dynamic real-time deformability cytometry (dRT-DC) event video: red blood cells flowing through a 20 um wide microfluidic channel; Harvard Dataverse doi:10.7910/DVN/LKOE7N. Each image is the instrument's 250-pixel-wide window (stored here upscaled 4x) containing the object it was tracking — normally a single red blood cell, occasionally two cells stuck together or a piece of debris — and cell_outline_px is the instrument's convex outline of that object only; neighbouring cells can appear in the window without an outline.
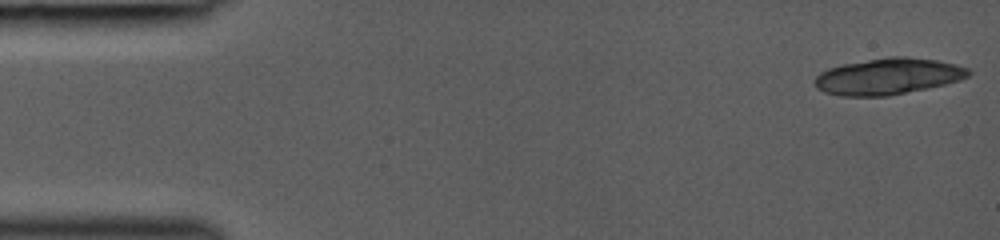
{"species": "common noctule bat (a hibernating species)", "species_latin": "Nyctalus noctula", "temperature_condition": "room temperature", "stored_images_in_passage": 20, "camera_frame_rate_fps": 3000, "um_per_image_px": 0.085, "animal": {"sex": "female", "body_mass_g": 19.0, "forearm_length_mm": 53.3}, "frame": {"image": 1, "passage_image": 1, "time_ms": 0.0, "image_size_px": [1000, 240], "cell_outline_px": [[972, 72], [968, 76], [960, 80], [928, 88], [888, 96], [840, 96], [824, 92], [816, 88], [816, 76], [820, 72], [828, 68], [844, 64], [892, 56], [904, 56], [936, 60], [956, 64], [968, 68]], "centroid_in_image_um": [75.5, 6.5], "position_along_channel_um": 9.5, "area_um2": 32.43}}